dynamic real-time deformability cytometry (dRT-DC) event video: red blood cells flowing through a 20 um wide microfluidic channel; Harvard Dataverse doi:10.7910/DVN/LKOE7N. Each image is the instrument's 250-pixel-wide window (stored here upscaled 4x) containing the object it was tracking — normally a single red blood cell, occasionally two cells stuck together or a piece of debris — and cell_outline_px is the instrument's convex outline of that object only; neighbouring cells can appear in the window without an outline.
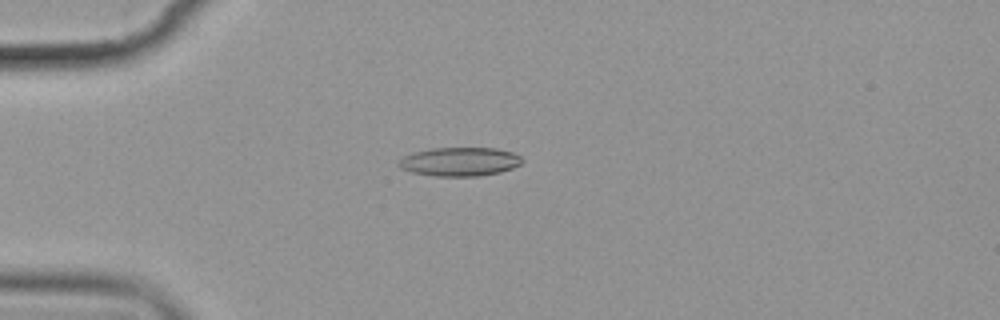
{"species": "common noctule bat (a hibernating species)", "species_latin": "Nyctalus noctula", "temperature_condition": "cold", "stored_images_in_passage": 7, "camera_frame_rate_fps": 3000, "um_per_image_px": 0.085, "animal": {"sex": "female", "body_mass_g": 19.9}, "frame": {"image": 1, "passage_image": 4, "time_ms": 4.333, "image_size_px": [1000, 320], "cell_outline_px": [[524, 160], [520, 164], [512, 168], [500, 172], [480, 176], [436, 176], [412, 172], [400, 168], [396, 164], [404, 156], [412, 152], [432, 148], [496, 148], [512, 152], [520, 156]], "centroid_in_image_um": [39.07, 13.74], "position_along_channel_um": 45.9, "area_um2": 20.75}}
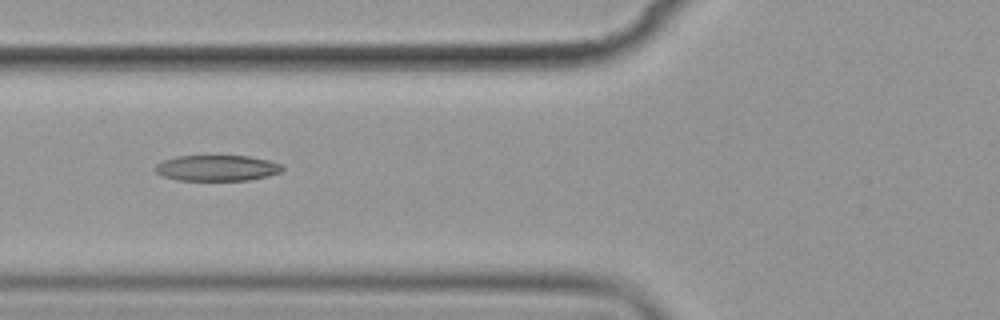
{"frame": {"image": 2, "passage_image": 6, "time_ms": 6.667, "image_size_px": [1000, 320], "cell_outline_px": [[284, 168], [280, 172], [268, 176], [248, 180], [176, 180], [164, 176], [156, 172], [152, 168], [156, 164], [164, 160], [176, 156], [248, 156], [268, 160], [280, 164]], "centroid_in_image_um": [18.41, 14.28], "position_along_channel_um": 107.4, "area_um2": 19.07}}
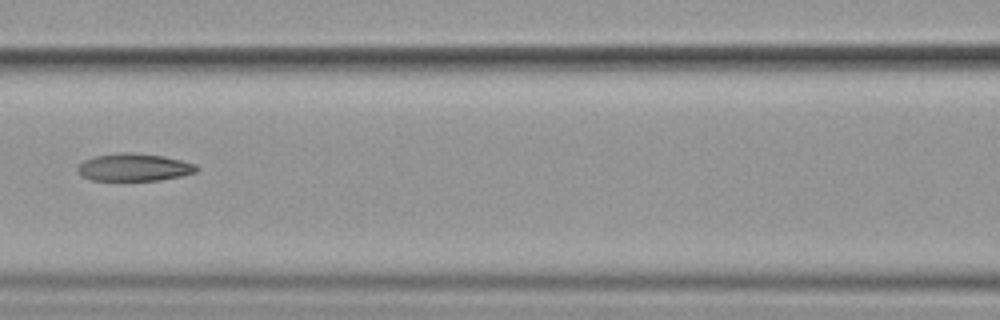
{"frame": {"image": 3, "passage_image": 7, "time_ms": 8.0, "image_size_px": [1000, 320], "cell_outline_px": [[200, 168], [196, 172], [184, 176], [160, 180], [92, 180], [84, 176], [76, 168], [84, 160], [96, 156], [120, 152], [132, 152], [164, 156], [196, 164]], "centroid_in_image_um": [11.46, 14.21], "position_along_channel_um": 155.1, "area_um2": 19.07}}